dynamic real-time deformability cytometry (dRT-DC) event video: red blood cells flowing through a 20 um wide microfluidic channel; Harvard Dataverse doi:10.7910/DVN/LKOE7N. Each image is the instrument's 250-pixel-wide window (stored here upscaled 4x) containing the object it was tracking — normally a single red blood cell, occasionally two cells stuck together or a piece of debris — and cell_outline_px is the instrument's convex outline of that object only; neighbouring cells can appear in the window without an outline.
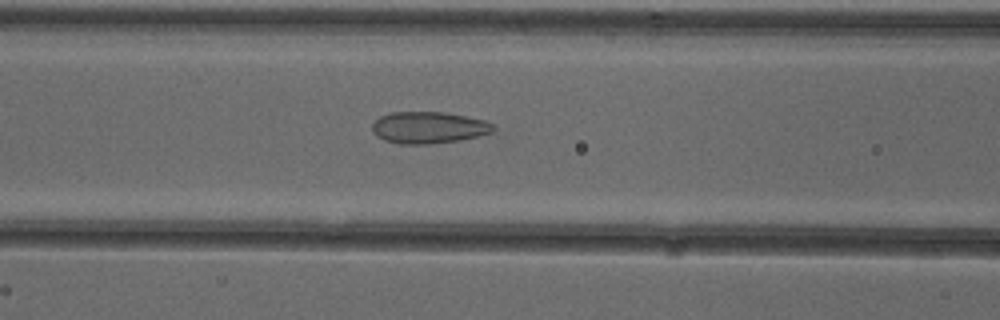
{"species": "common noctule bat (a hibernating species)", "species_latin": "Nyctalus noctula", "temperature_condition": "cold", "stored_images_in_passage": 39, "camera_frame_rate_fps": 3000, "um_per_image_px": 0.085, "animal": {"sex": "female"}, "frame": {"image": 1, "passage_image": 8, "time_ms": 2.333, "image_size_px": [1000, 320], "cell_outline_px": [[496, 128], [492, 132], [460, 140], [432, 144], [400, 144], [384, 140], [376, 136], [372, 132], [372, 124], [380, 116], [392, 112], [448, 112], [484, 120], [492, 124]], "centroid_in_image_um": [36.41, 10.84], "position_along_channel_um": 130.2, "area_um2": 22.48}}
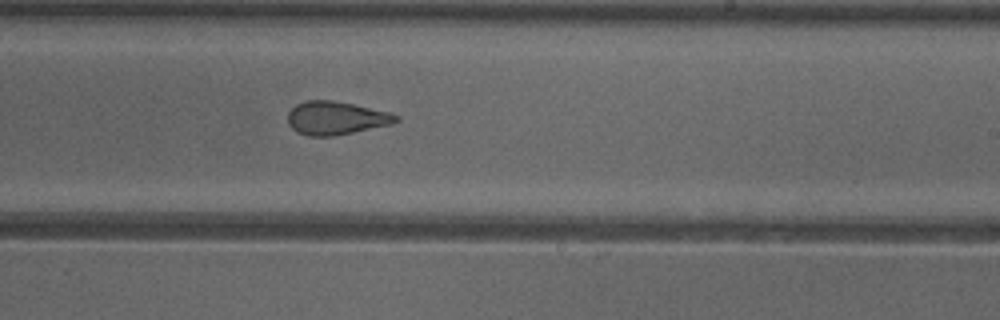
{"frame": {"image": 2, "passage_image": 18, "time_ms": 5.667, "image_size_px": [1000, 320], "cell_outline_px": [[400, 120], [392, 124], [332, 136], [308, 136], [296, 132], [288, 124], [288, 112], [296, 104], [304, 100], [332, 100], [392, 112], [400, 116]], "centroid_in_image_um": [28.56, 10.03], "position_along_channel_um": 260.4, "area_um2": 21.1}}
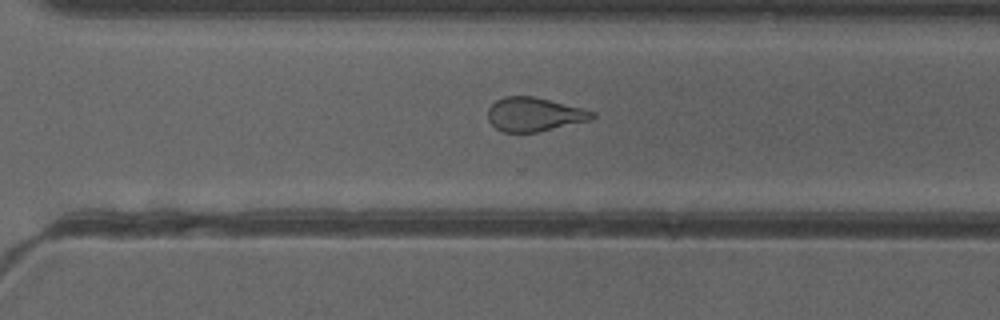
{"frame": {"image": 3, "passage_image": 23, "time_ms": 7.333, "image_size_px": [1000, 320], "cell_outline_px": [[596, 116], [588, 120], [536, 132], [504, 132], [496, 128], [488, 120], [488, 108], [496, 100], [504, 96], [532, 96], [596, 112]], "centroid_in_image_um": [45.36, 9.72], "position_along_channel_um": 325.2, "area_um2": 20.17}, "authors_computed_cell_mechanics": {"area_um2": 21.8484, "velocity_mm_per_s": 3.9121, "shape_relaxation_time_tau1_ms": null, "shape_relaxation_time_tau2_ms": 1.5722, "deformation_change_tau1": null, "deformation_change_tau2": 0.0909}}